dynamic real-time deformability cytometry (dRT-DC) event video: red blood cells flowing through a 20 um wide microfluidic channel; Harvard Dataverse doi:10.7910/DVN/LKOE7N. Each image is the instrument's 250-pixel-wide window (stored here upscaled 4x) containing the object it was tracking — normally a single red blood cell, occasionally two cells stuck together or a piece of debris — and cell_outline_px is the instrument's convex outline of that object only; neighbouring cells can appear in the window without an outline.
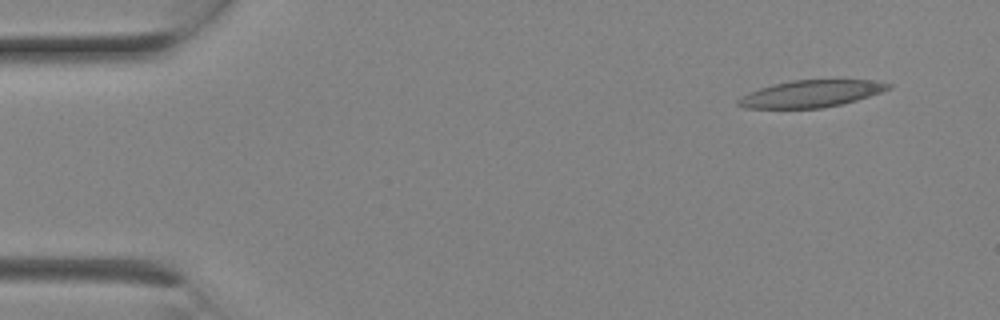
{"species": "Egyptian fruit bat (a non-hibernating species)", "species_latin": "Rousettus aegyptiacus", "temperature_condition": "room temperature", "stored_images_in_passage": 2, "camera_frame_rate_fps": 3000, "um_per_image_px": 0.085, "animal": {"sex": "female"}, "frame": {"image": 1, "passage_image": 1, "time_ms": 0.0, "image_size_px": [1000, 320], "cell_outline_px": [[892, 88], [856, 100], [840, 104], [820, 108], [744, 108], [736, 104], [736, 100], [748, 92], [772, 84], [792, 80], [876, 80], [892, 84]], "centroid_in_image_um": [68.91, 7.96], "position_along_channel_um": 16.1, "area_um2": 23.52}}